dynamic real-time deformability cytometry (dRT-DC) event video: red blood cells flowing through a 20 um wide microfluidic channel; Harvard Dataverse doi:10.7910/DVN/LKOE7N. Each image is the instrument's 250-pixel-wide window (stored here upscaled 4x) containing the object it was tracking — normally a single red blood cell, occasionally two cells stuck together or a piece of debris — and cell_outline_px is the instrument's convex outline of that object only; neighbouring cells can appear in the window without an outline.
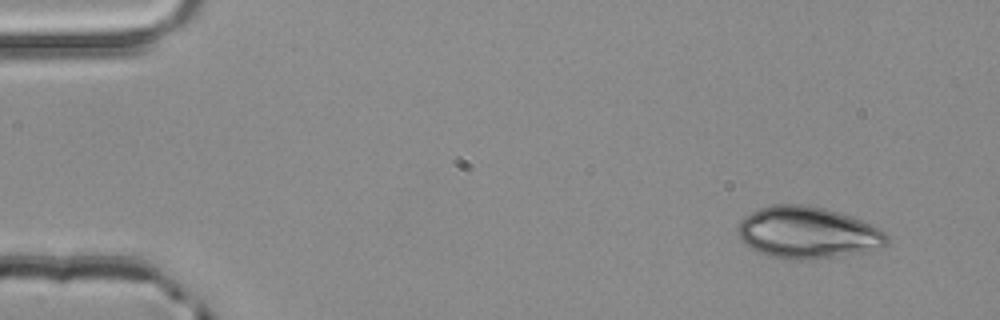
{"species": "common noctule bat (a hibernating species)", "species_latin": "Nyctalus noctula", "temperature_condition": "room temperature", "stored_images_in_passage": 4, "camera_frame_rate_fps": 3000, "um_per_image_px": 0.085, "animal": {"sex": "male", "body_mass_g": 20.4}, "frame": {"image": 1, "passage_image": 1, "time_ms": 0.0, "image_size_px": [1000, 320], "cell_outline_px": [[888, 244], [884, 248], [840, 256], [808, 260], [784, 260], [768, 256], [752, 248], [740, 240], [736, 232], [736, 228], [740, 220], [744, 216], [760, 208], [772, 204], [808, 204], [840, 212], [872, 224], [880, 228], [888, 236]], "centroid_in_image_um": [68.65, 19.78], "position_along_channel_um": 16.4, "area_um2": 45.72}}